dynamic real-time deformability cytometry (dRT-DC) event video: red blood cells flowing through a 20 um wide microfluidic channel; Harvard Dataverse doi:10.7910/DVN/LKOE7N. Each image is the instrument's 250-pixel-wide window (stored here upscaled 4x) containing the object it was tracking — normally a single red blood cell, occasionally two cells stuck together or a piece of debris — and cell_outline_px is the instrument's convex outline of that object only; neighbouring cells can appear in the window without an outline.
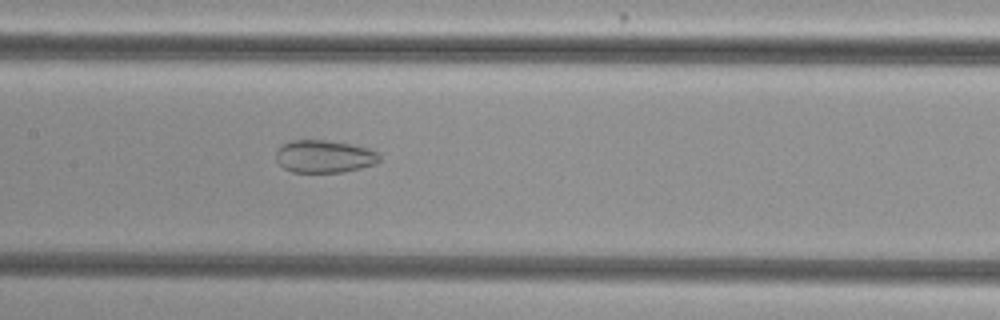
{"species": "common noctule bat (a hibernating species)", "species_latin": "Nyctalus noctula", "temperature_condition": "cold", "stored_images_in_passage": 38, "camera_frame_rate_fps": 3000, "um_per_image_px": 0.085, "animal": {"sex": "female", "body_mass_g": 29.2, "forearm_length_mm": 56.3}, "frame": {"image": 1, "passage_image": 11, "time_ms": 3.333, "image_size_px": [1000, 320], "cell_outline_px": [[380, 160], [376, 164], [344, 172], [292, 172], [284, 168], [276, 160], [276, 152], [284, 144], [292, 140], [324, 140], [352, 144], [368, 148], [380, 152]], "centroid_in_image_um": [27.61, 13.3], "position_along_channel_um": 179.8, "area_um2": 19.71}}
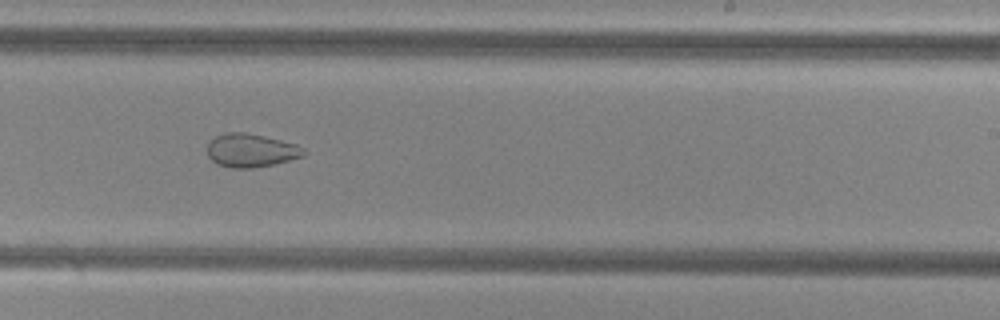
{"frame": {"image": 2, "passage_image": 18, "time_ms": 5.667, "image_size_px": [1000, 320], "cell_outline_px": [[308, 152], [304, 156], [272, 164], [252, 168], [232, 168], [216, 164], [208, 156], [208, 144], [216, 136], [224, 132], [244, 132], [280, 140], [296, 144], [304, 148]], "centroid_in_image_um": [21.34, 12.79], "position_along_channel_um": 267.7, "area_um2": 18.67}}
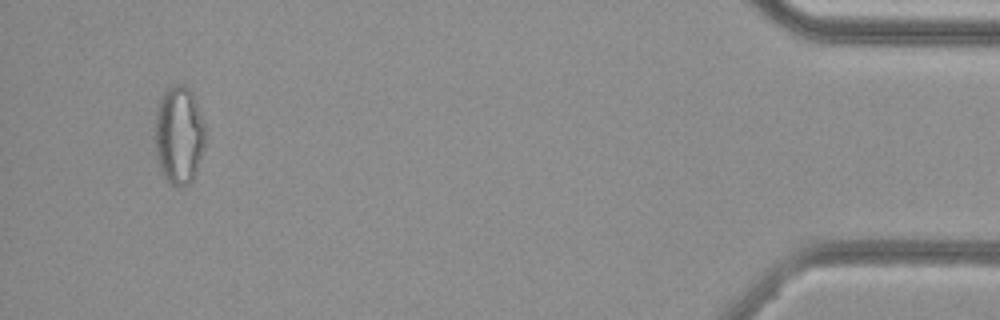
{"frame": {"image": 3, "passage_image": 36, "time_ms": 11.667, "image_size_px": [1000, 320], "cell_outline_px": [[208, 132], [204, 148], [196, 172], [192, 180], [188, 184], [176, 188], [168, 184], [160, 172], [156, 156], [156, 112], [160, 100], [164, 92], [168, 88], [176, 84], [184, 84], [192, 92]], "centroid_in_image_um": [15.24, 11.53], "position_along_channel_um": 420.0, "area_um2": 29.25}, "authors_computed_cell_mechanics": {"area_um2": 22.4553, "velocity_mm_per_s": 3.7762, "shape_relaxation_time_tau1_ms": null, "shape_relaxation_time_tau2_ms": 2.9551, "deformation_change_tau1": null, "deformation_change_tau2": 0.0893}}